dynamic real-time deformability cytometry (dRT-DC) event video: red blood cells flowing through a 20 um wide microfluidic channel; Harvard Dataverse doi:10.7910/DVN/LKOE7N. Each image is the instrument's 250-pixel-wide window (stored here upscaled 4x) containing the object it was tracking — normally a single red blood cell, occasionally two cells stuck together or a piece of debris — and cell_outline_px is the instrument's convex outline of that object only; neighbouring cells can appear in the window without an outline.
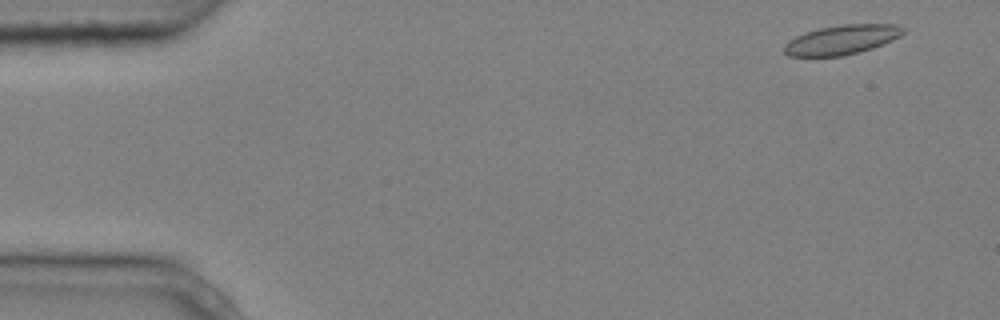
{"species": "common noctule bat (a hibernating species)", "species_latin": "Nyctalus noctula", "temperature_condition": "cold", "stored_images_in_passage": 4, "camera_frame_rate_fps": 3000, "um_per_image_px": 0.085, "animal": {"sex": "male", "body_mass_g": 20.4}, "frame": {"image": 1, "passage_image": 1, "time_ms": 0.0, "image_size_px": [1000, 320], "cell_outline_px": [[908, 28], [900, 36], [892, 40], [872, 48], [860, 52], [844, 56], [788, 56], [784, 52], [784, 44], [788, 40], [804, 32], [820, 28], [844, 24], [896, 24]], "centroid_in_image_um": [71.56, 3.37], "position_along_channel_um": 13.4, "area_um2": 20.58}}
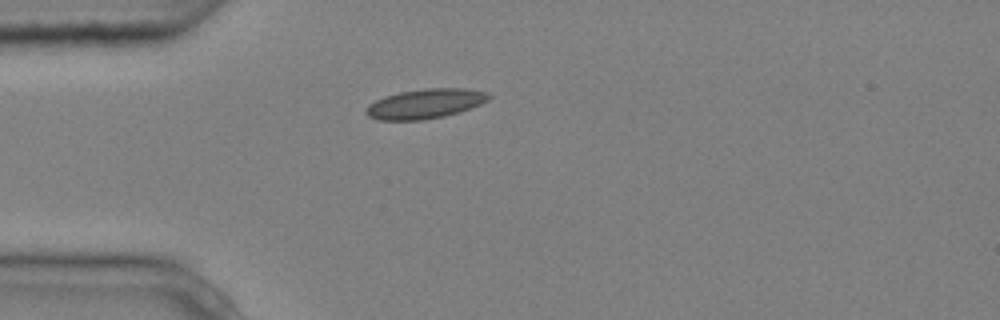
{"frame": {"image": 2, "passage_image": 4, "time_ms": 1.0, "image_size_px": [1000, 320], "cell_outline_px": [[492, 96], [488, 100], [480, 104], [460, 112], [444, 116], [424, 120], [376, 120], [368, 116], [364, 112], [368, 104], [384, 96], [400, 92], [424, 88], [468, 88], [488, 92]], "centroid_in_image_um": [36.14, 8.81], "position_along_channel_um": 48.9, "area_um2": 21.44}}